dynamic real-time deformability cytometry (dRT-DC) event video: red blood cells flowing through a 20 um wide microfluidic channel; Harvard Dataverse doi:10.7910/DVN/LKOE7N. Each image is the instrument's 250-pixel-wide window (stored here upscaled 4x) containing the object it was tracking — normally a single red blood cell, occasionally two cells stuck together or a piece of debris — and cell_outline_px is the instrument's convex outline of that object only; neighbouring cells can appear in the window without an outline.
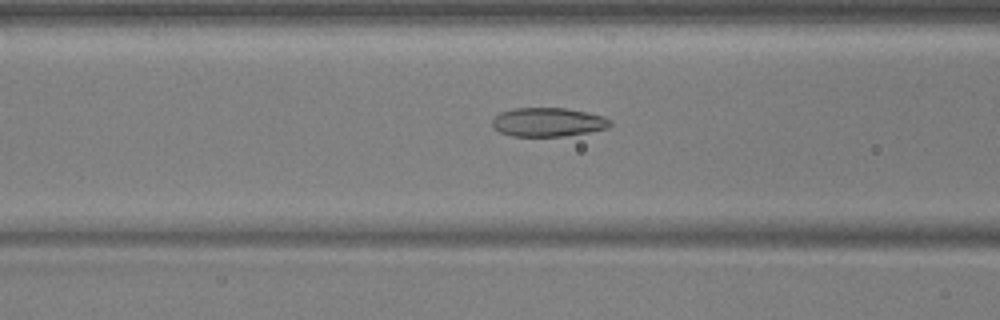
{"species": "common noctule bat (a hibernating species)", "species_latin": "Nyctalus noctula", "temperature_condition": "warm", "stored_images_in_passage": 44, "camera_frame_rate_fps": 3000, "um_per_image_px": 0.085, "animal": {"sex": "male", "body_mass_g": 17.9, "forearm_length_mm": 54.2}, "frame": {"image": 1, "passage_image": 22, "time_ms": 7.0, "image_size_px": [1000, 320], "cell_outline_px": [[612, 124], [608, 128], [588, 132], [564, 136], [512, 136], [500, 132], [492, 128], [492, 120], [500, 112], [512, 108], [564, 108], [604, 116], [612, 120]], "centroid_in_image_um": [46.57, 10.38], "position_along_channel_um": 120.0, "area_um2": 19.88}}
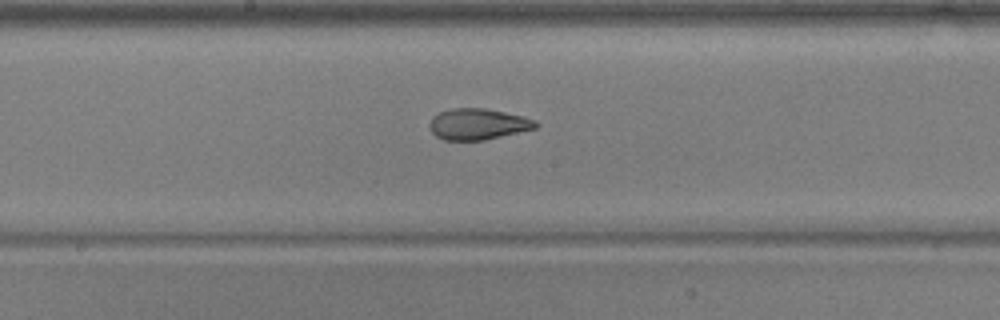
{"frame": {"image": 2, "passage_image": 29, "time_ms": 9.333, "image_size_px": [1000, 320], "cell_outline_px": [[540, 124], [536, 128], [484, 140], [444, 140], [436, 136], [432, 132], [428, 124], [432, 116], [440, 112], [452, 108], [484, 108], [524, 116], [536, 120]], "centroid_in_image_um": [40.62, 10.54], "position_along_channel_um": 207.6, "area_um2": 19.31}}
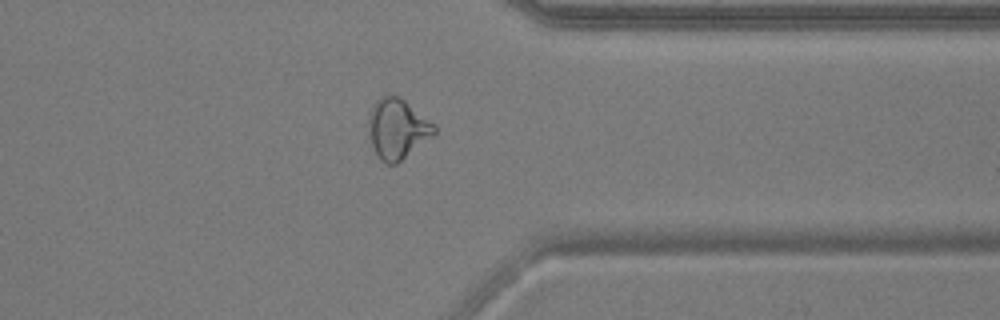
{"frame": {"image": 3, "passage_image": 43, "time_ms": 14.0, "image_size_px": [1000, 320], "cell_outline_px": [[436, 132], [432, 136], [396, 164], [388, 164], [380, 160], [376, 156], [368, 136], [368, 112], [372, 104], [380, 96], [396, 96], [404, 100], [436, 124]], "centroid_in_image_um": [33.73, 10.94], "position_along_channel_um": 377.7, "area_um2": 23.18}, "authors_computed_cell_mechanics": {"area_um2": 20.7213, "velocity_mm_per_s": 3.7482, "shape_relaxation_time_tau1_ms": 9.1891, "shape_relaxation_time_tau2_ms": 1.2163, "deformation_change_tau1": 0.2371, "deformation_change_tau2": 0.0815}}